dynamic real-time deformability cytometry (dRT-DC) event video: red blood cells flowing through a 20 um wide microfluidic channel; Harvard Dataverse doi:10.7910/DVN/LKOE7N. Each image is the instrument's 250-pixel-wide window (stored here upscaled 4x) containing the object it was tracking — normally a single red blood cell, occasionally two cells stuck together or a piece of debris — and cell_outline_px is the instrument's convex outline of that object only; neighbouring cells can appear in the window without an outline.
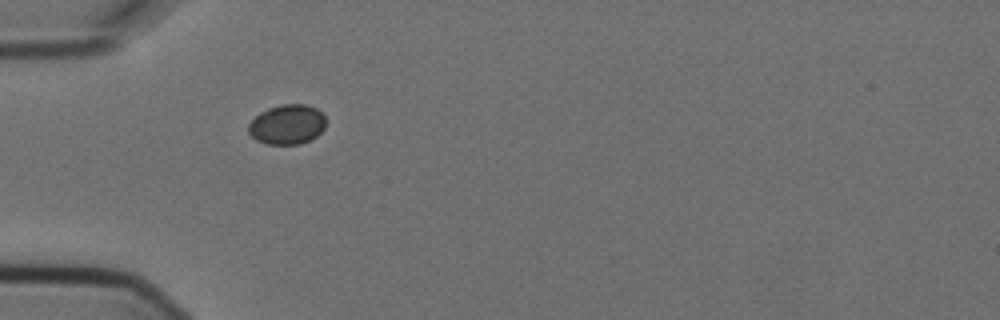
{"species": "Egyptian fruit bat (a non-hibernating species)", "species_latin": "Rousettus aegyptiacus", "temperature_condition": "cold", "stored_images_in_passage": 1, "camera_frame_rate_fps": 3000, "um_per_image_px": 0.085, "animal": {"sex": "female"}, "frame": {"image": 1, "passage_image": 1, "time_ms": 0.0, "image_size_px": [1000, 320], "cell_outline_px": [[324, 128], [316, 136], [300, 144], [268, 144], [256, 140], [248, 132], [248, 124], [260, 112], [268, 108], [280, 104], [308, 104], [316, 108], [324, 116]], "centroid_in_image_um": [24.39, 10.57], "position_along_channel_um": 60.6, "area_um2": 17.86}}